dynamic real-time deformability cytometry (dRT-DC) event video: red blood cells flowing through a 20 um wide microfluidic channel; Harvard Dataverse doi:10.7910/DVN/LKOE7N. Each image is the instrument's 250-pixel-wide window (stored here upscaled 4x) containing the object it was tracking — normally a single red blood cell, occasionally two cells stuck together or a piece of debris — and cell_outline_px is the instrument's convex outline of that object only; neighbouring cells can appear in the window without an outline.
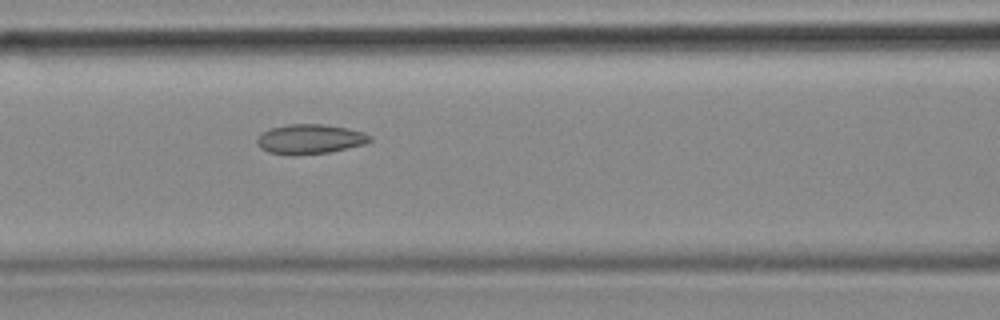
{"species": "common noctule bat (a hibernating species)", "species_latin": "Nyctalus noctula", "temperature_condition": "cold", "stored_images_in_passage": 39, "camera_frame_rate_fps": 3000, "um_per_image_px": 0.085, "animal": {"sex": "female", "body_mass_g": 18.4}, "frame": {"image": 1, "passage_image": 17, "time_ms": 5.333, "image_size_px": [1000, 320], "cell_outline_px": [[372, 140], [364, 144], [348, 148], [328, 152], [268, 152], [260, 148], [256, 144], [256, 140], [264, 132], [272, 128], [288, 124], [324, 124], [348, 128], [364, 132], [372, 136]], "centroid_in_image_um": [26.41, 11.77], "position_along_channel_um": 140.2, "area_um2": 18.73}}
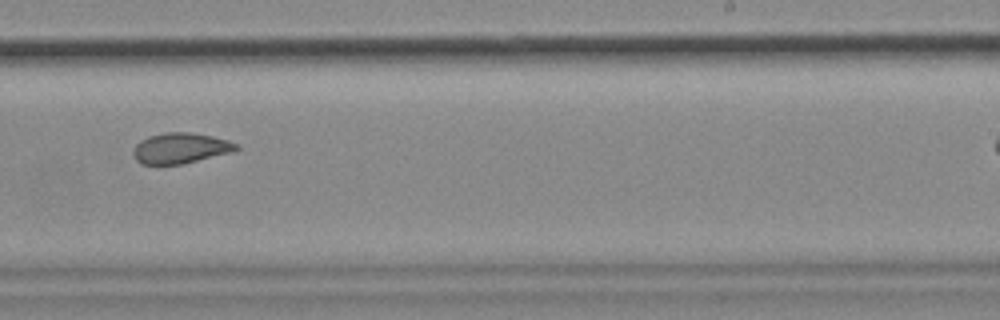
{"frame": {"image": 2, "passage_image": 28, "time_ms": 9.0, "image_size_px": [1000, 320], "cell_outline_px": [[240, 148], [236, 152], [180, 164], [140, 164], [136, 160], [132, 152], [136, 144], [140, 140], [148, 136], [164, 132], [188, 132], [212, 136], [228, 140], [236, 144]], "centroid_in_image_um": [15.35, 12.59], "position_along_channel_um": 273.7, "area_um2": 18.5}}